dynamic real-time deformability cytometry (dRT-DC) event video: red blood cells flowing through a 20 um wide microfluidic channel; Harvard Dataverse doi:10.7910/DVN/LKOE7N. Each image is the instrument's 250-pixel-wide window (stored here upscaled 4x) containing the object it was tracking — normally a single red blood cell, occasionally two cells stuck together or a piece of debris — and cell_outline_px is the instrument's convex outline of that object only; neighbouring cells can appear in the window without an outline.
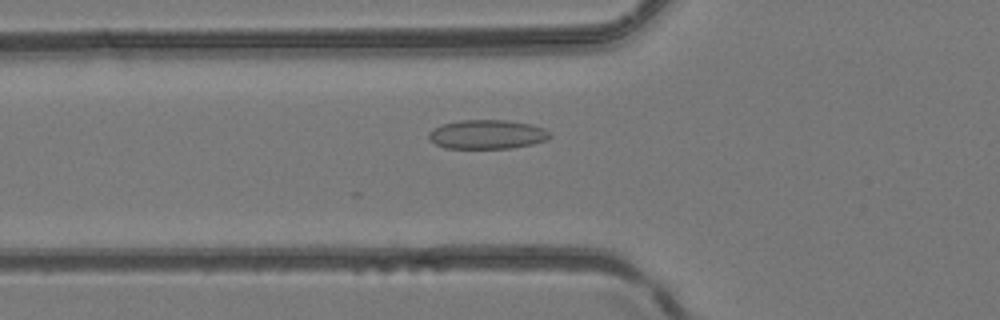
{"species": "common noctule bat (a hibernating species)", "species_latin": "Nyctalus noctula", "temperature_condition": "room temperature", "stored_images_in_passage": 4, "camera_frame_rate_fps": 3000, "um_per_image_px": 0.085, "animal": {"sex": "female", "body_mass_g": 24.6, "forearm_length_mm": 56.2}, "frame": {"image": 1, "passage_image": 4, "time_ms": 1.0, "image_size_px": [1000, 320], "cell_outline_px": [[552, 136], [544, 140], [532, 144], [512, 148], [444, 148], [428, 140], [428, 132], [444, 124], [460, 120], [504, 120], [528, 124], [544, 128], [552, 132]], "centroid_in_image_um": [41.4, 11.43], "position_along_channel_um": 84.4, "area_um2": 20.46}}